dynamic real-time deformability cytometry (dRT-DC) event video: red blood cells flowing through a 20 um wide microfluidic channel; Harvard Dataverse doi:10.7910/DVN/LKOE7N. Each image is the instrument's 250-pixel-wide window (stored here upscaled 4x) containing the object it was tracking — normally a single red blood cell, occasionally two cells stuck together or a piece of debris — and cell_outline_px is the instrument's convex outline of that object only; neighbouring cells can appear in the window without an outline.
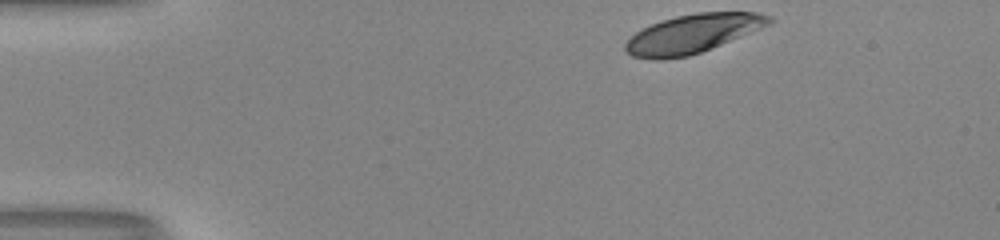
{"species": "human", "species_latin": "Homo sapiens", "temperature_condition": "room temperature", "stored_images_in_passage": 36, "camera_frame_rate_fps": 3000, "um_per_image_px": 0.085, "donor": {"sex": "male"}, "frame": {"image": 1, "passage_image": 1, "time_ms": 0.0, "image_size_px": [1000, 240], "cell_outline_px": [[776, 20], [772, 24], [700, 52], [688, 56], [660, 60], [656, 60], [632, 56], [624, 52], [624, 44], [636, 32], [652, 24], [676, 16], [696, 12], [756, 12], [772, 16]], "centroid_in_image_um": [58.9, 2.86], "position_along_channel_um": 26.1, "area_um2": 32.37}}
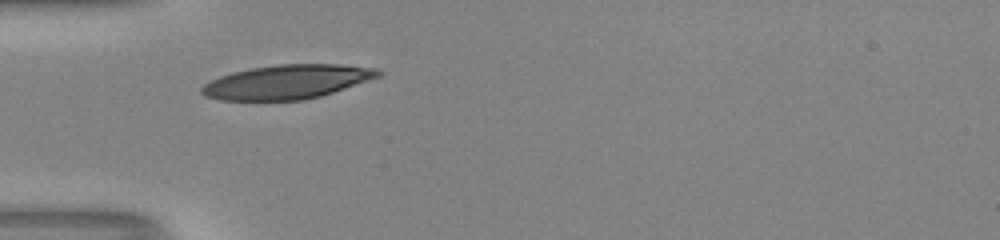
{"frame": {"image": 2, "passage_image": 10, "time_ms": 3.0, "image_size_px": [1000, 240], "cell_outline_px": [[384, 76], [320, 96], [304, 100], [220, 100], [204, 96], [200, 92], [200, 88], [204, 84], [220, 76], [232, 72], [252, 68], [276, 64], [340, 64], [376, 68], [384, 72]], "centroid_in_image_um": [24.44, 6.95], "position_along_channel_um": 60.6, "area_um2": 35.32}}
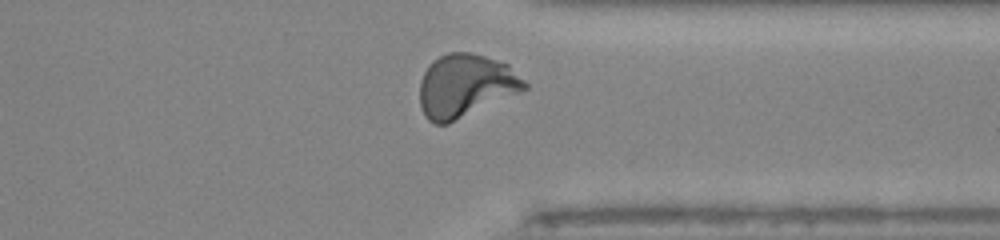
{"frame": {"image": 3, "passage_image": 34, "time_ms": 11.0, "image_size_px": [1000, 240], "cell_outline_px": [[528, 88], [448, 124], [432, 124], [424, 116], [420, 108], [420, 80], [428, 64], [432, 60], [448, 52], [468, 52], [484, 56], [508, 64], [528, 84]], "centroid_in_image_um": [39.53, 7.29], "position_along_channel_um": 371.9, "area_um2": 38.49}, "authors_computed_cell_mechanics": {"area_um2": 35.6626, "velocity_mm_per_s": 3.9688, "shape_relaxation_time_tau1_ms": 4.4146, "shape_relaxation_time_tau2_ms": null, "deformation_change_tau1": 0.2053, "deformation_change_tau2": null}}